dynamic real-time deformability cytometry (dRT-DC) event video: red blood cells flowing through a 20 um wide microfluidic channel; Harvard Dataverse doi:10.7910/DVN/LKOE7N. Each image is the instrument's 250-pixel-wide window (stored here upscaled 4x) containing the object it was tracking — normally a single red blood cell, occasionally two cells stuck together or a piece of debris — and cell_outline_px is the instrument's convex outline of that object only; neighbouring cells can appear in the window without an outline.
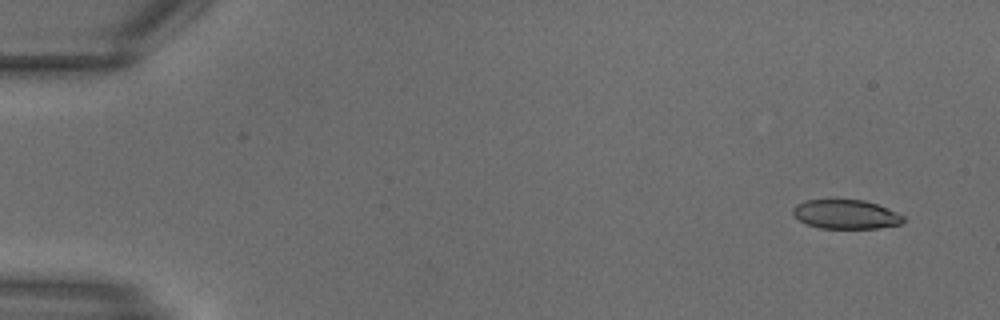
{"species": "common noctule bat (a hibernating species)", "species_latin": "Nyctalus noctula", "temperature_condition": "warm", "stored_images_in_passage": 22, "camera_frame_rate_fps": 3000, "um_per_image_px": 0.085, "animal": {"sex": "male", "body_mass_g": 18.8}, "frame": {"image": 1, "passage_image": 2, "time_ms": 0.333, "image_size_px": [1000, 320], "cell_outline_px": [[904, 220], [900, 224], [876, 228], [820, 228], [808, 224], [800, 220], [792, 212], [792, 208], [796, 204], [804, 200], [864, 200], [876, 204], [896, 212], [904, 216]], "centroid_in_image_um": [71.88, 18.21], "position_along_channel_um": 13.1, "area_um2": 18.5}}
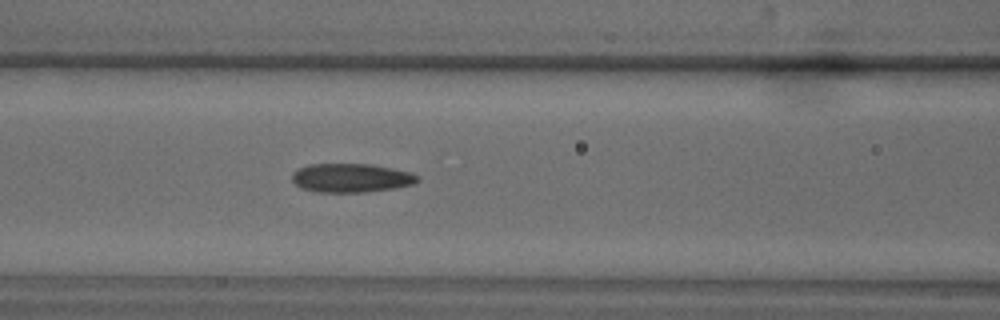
{"frame": {"image": 2, "passage_image": 13, "time_ms": 4.0, "image_size_px": [1000, 320], "cell_outline_px": [[420, 180], [412, 184], [392, 188], [364, 192], [320, 192], [300, 188], [292, 180], [292, 172], [296, 168], [308, 164], [372, 164], [392, 168], [408, 172], [420, 176]], "centroid_in_image_um": [29.8, 15.11], "position_along_channel_um": 136.8, "area_um2": 21.1}}
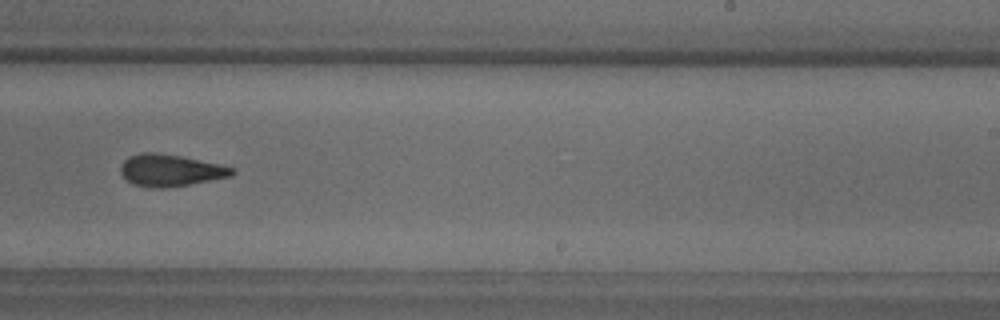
{"frame": {"image": 3, "passage_image": 19, "time_ms": 6.0, "image_size_px": [1000, 320], "cell_outline_px": [[236, 172], [232, 176], [188, 184], [164, 188], [148, 188], [132, 184], [120, 172], [120, 168], [124, 160], [128, 156], [140, 152], [152, 152], [180, 156], [220, 164], [236, 168]], "centroid_in_image_um": [14.48, 14.47], "position_along_channel_um": 274.5, "area_um2": 20.75}}